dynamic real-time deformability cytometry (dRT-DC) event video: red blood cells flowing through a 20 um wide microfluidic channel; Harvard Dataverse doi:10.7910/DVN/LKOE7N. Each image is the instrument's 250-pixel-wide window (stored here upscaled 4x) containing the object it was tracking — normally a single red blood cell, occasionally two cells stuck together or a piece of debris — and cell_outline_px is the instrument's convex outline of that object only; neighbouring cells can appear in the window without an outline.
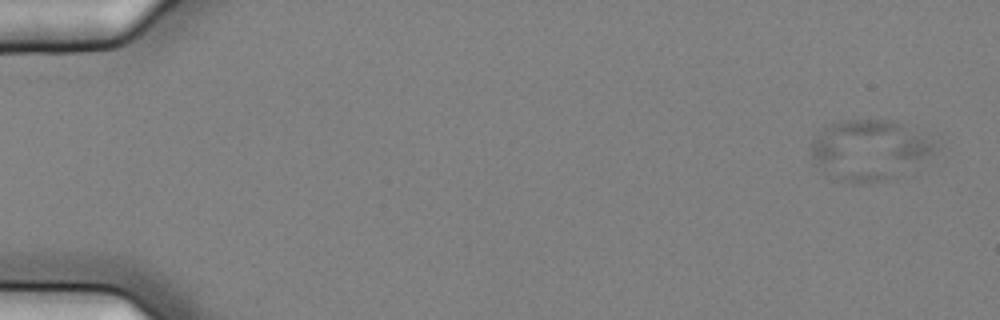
{"species": "common noctule bat (a hibernating species)", "species_latin": "Nyctalus noctula", "temperature_condition": "cold", "stored_images_in_passage": 8, "camera_frame_rate_fps": 3000, "um_per_image_px": 0.085, "animal": {"sex": "female", "body_mass_g": 25.1}, "frame": {"image": 1, "passage_image": 1, "time_ms": 0.0, "image_size_px": [1000, 320], "cell_outline_px": [[940, 148], [888, 180], [860, 184], [856, 184], [824, 176], [812, 164], [812, 140], [828, 124], [840, 120], [892, 120], [940, 136]], "centroid_in_image_um": [73.94, 12.72], "position_along_channel_um": 11.1, "area_um2": 44.8}}
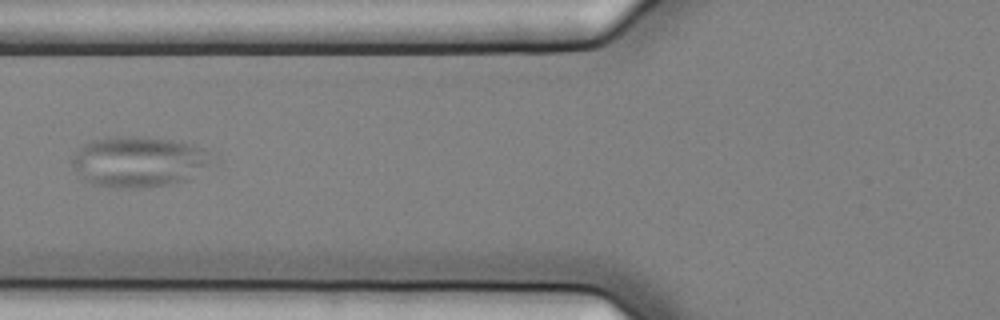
{"frame": {"image": 2, "passage_image": 7, "time_ms": 2.0, "image_size_px": [1000, 320], "cell_outline_px": [[216, 160], [184, 180], [168, 184], [128, 188], [120, 188], [92, 184], [84, 180], [72, 164], [72, 160], [76, 152], [84, 144], [92, 140], [116, 136], [140, 136], [172, 140], [192, 144], [204, 148]], "centroid_in_image_um": [11.79, 13.72], "position_along_channel_um": 114.0, "area_um2": 40.81}}
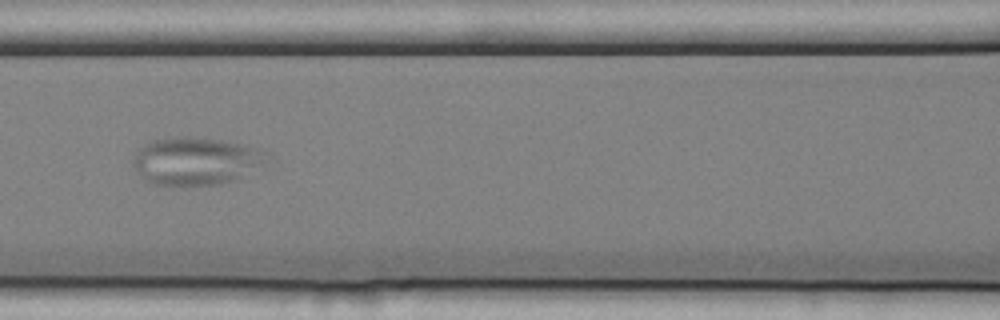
{"frame": {"image": 3, "passage_image": 8, "time_ms": 2.333, "image_size_px": [1000, 320], "cell_outline_px": [[276, 160], [236, 180], [220, 184], [152, 184], [144, 180], [136, 172], [132, 164], [136, 152], [144, 144], [152, 140], [172, 136], [184, 136], [220, 140], [240, 144], [256, 148], [268, 152]], "centroid_in_image_um": [16.73, 13.68], "position_along_channel_um": 149.9, "area_um2": 37.74}}